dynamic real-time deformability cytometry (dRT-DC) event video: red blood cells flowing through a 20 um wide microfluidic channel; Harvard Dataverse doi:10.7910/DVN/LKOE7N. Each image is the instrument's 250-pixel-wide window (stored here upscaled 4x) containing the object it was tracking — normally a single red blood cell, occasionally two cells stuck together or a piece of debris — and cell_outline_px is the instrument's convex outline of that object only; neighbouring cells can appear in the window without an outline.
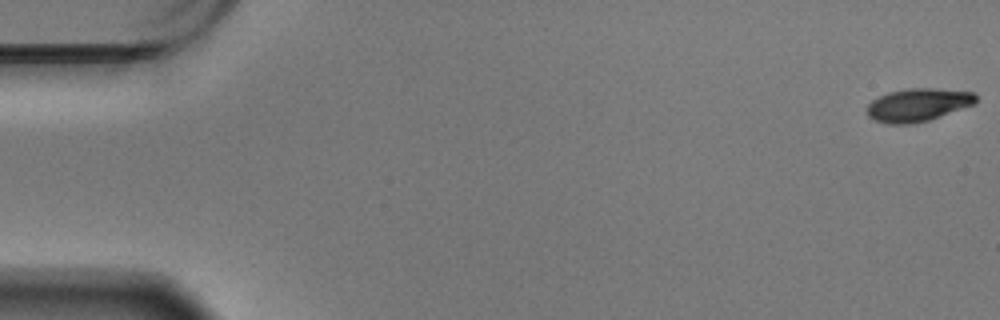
{"species": "Egyptian fruit bat (a non-hibernating species)", "species_latin": "Rousettus aegyptiacus", "temperature_condition": "warm", "stored_images_in_passage": 17, "camera_frame_rate_fps": 3000, "um_per_image_px": 0.085, "animal": {"sex": "male"}, "frame": {"image": 1, "passage_image": 1, "time_ms": 0.0, "image_size_px": [1000, 320], "cell_outline_px": [[976, 104], [928, 120], [912, 124], [888, 124], [876, 120], [868, 116], [868, 104], [872, 100], [888, 92], [908, 88], [932, 88], [976, 92]], "centroid_in_image_um": [78.05, 8.91], "position_along_channel_um": 6.9, "area_um2": 20.92}}
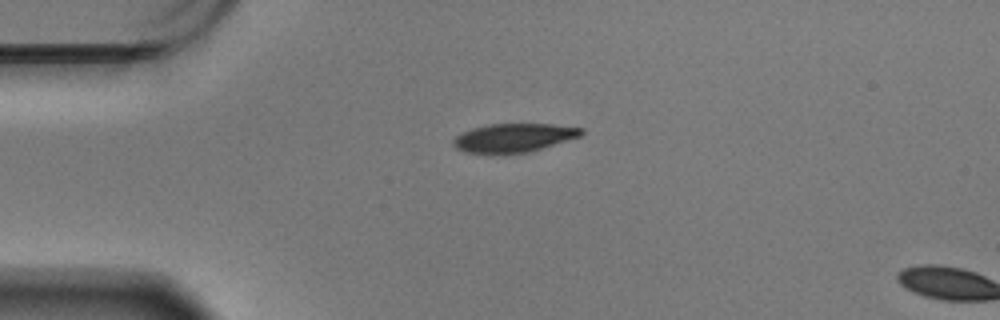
{"frame": {"image": 2, "passage_image": 15, "time_ms": 4.667, "image_size_px": [1000, 320], "cell_outline_px": [[584, 132], [580, 136], [528, 152], [492, 156], [464, 152], [456, 148], [452, 144], [452, 140], [456, 136], [472, 128], [492, 124], [552, 124], [584, 128]], "centroid_in_image_um": [43.61, 11.74], "position_along_channel_um": 41.4, "area_um2": 21.73}}